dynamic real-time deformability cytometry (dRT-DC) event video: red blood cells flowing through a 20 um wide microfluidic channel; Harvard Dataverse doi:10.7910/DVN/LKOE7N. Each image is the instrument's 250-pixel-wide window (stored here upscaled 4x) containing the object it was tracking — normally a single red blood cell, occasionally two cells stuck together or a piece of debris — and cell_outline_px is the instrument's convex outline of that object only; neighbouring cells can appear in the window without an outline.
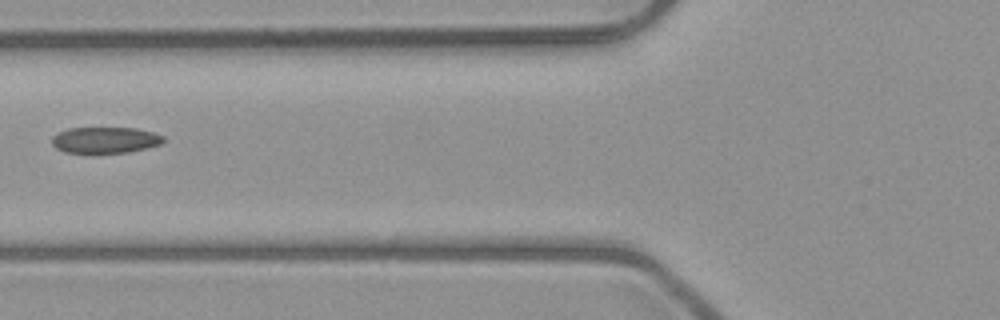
{"species": "common noctule bat (a hibernating species)", "species_latin": "Nyctalus noctula", "temperature_condition": "room temperature", "stored_images_in_passage": 6, "camera_frame_rate_fps": 3000, "um_per_image_px": 0.085, "animal": {"sex": "male", "body_mass_g": 23.1, "forearm_length_mm": 52.7}, "frame": {"image": 1, "passage_image": 6, "time_ms": 6.333, "image_size_px": [1000, 320], "cell_outline_px": [[164, 140], [160, 144], [128, 152], [92, 156], [64, 152], [56, 148], [52, 144], [52, 136], [56, 132], [68, 128], [136, 128], [152, 132], [164, 136]], "centroid_in_image_um": [8.85, 11.95], "position_along_channel_um": 116.9, "area_um2": 17.74}}